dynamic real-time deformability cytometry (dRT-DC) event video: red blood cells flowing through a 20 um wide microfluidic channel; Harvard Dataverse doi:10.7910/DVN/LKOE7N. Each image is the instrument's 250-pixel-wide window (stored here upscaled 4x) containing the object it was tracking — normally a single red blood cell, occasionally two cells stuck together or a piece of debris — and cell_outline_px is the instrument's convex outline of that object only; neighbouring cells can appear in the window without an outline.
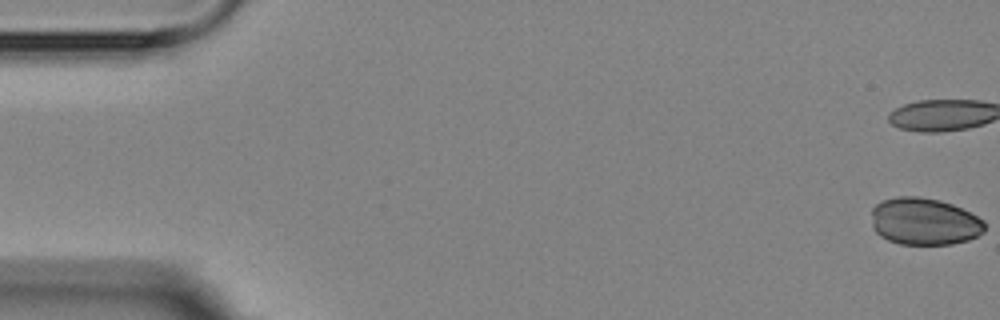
{"species": "Egyptian fruit bat (a non-hibernating species)", "species_latin": "Rousettus aegyptiacus", "temperature_condition": "room temperature", "stored_images_in_passage": 6, "camera_frame_rate_fps": 3000, "um_per_image_px": 0.085, "animal": {"sex": "female"}, "frame": {"image": 1, "passage_image": 1, "time_ms": 0.0, "image_size_px": [1000, 320], "cell_outline_px": [[984, 232], [968, 240], [952, 244], [900, 244], [888, 240], [880, 236], [872, 228], [872, 208], [880, 200], [896, 196], [920, 196], [940, 200], [952, 204], [984, 220]], "centroid_in_image_um": [78.53, 18.81], "position_along_channel_um": 6.5, "area_um2": 31.27}}